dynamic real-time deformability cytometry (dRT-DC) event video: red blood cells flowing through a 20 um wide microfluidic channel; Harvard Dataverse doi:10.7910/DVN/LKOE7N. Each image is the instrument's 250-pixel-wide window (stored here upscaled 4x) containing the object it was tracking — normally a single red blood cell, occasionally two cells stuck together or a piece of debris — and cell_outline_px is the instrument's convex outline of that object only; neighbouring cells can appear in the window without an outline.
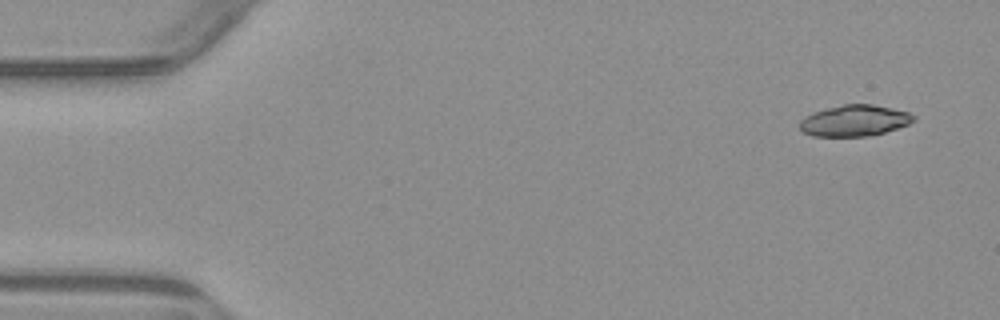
{"species": "common noctule bat (a hibernating species)", "species_latin": "Nyctalus noctula", "temperature_condition": "warm", "stored_images_in_passage": 6, "camera_frame_rate_fps": 3000, "um_per_image_px": 0.085, "animal": {"sex": "male", "body_mass_g": 23.1, "forearm_length_mm": 52.7}, "frame": {"image": 1, "passage_image": 1, "time_ms": 0.0, "image_size_px": [1000, 320], "cell_outline_px": [[916, 120], [908, 124], [884, 132], [868, 136], [812, 136], [804, 132], [800, 128], [800, 120], [804, 116], [812, 112], [844, 104], [872, 104], [892, 108], [908, 112], [916, 116]], "centroid_in_image_um": [72.63, 10.25], "position_along_channel_um": 12.4, "area_um2": 20.63}}
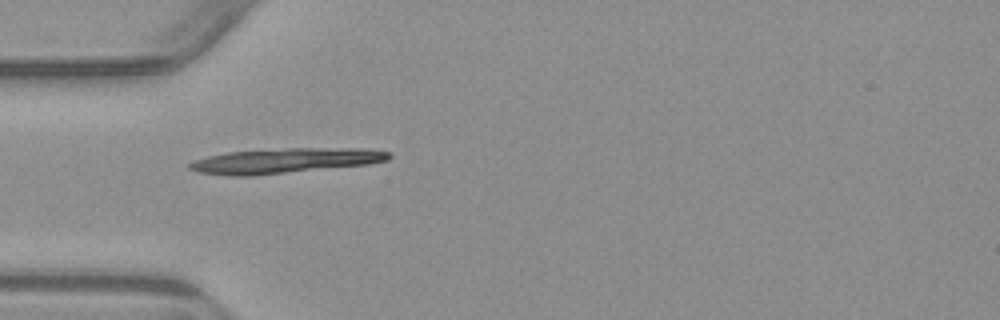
{"frame": {"image": 2, "passage_image": 4, "time_ms": 4.333, "image_size_px": [1000, 320], "cell_outline_px": [[392, 156], [388, 160], [368, 164], [252, 176], [232, 176], [196, 172], [188, 168], [188, 164], [196, 160], [208, 156], [228, 152], [288, 148], [360, 148], [392, 152]], "centroid_in_image_um": [24.24, 13.66], "position_along_channel_um": 60.8, "area_um2": 28.96}}